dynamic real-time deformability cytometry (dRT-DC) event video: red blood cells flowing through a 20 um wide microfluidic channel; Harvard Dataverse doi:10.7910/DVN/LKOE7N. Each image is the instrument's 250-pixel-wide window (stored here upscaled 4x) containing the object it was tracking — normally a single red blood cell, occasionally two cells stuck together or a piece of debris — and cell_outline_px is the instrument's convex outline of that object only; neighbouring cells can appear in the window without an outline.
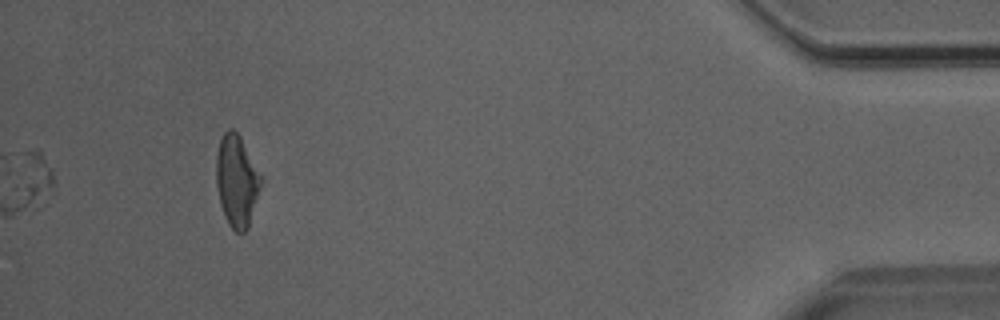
{"species": "Egyptian fruit bat (a non-hibernating species)", "species_latin": "Rousettus aegyptiacus", "temperature_condition": "room temperature", "stored_images_in_passage": 37, "segment_of_instrument_passage": [2, 2], "camera_frame_rate_fps": 3000, "um_per_image_px": 0.085, "animal": {"sex": "male"}, "frame": {"image": 1, "passage_image": 37, "time_ms": 12.0, "image_size_px": [1000, 320], "cell_outline_px": [[260, 184], [248, 228], [244, 232], [236, 232], [228, 224], [220, 204], [216, 184], [216, 156], [220, 140], [224, 132], [228, 128], [232, 128], [240, 136], [260, 176]], "centroid_in_image_um": [20.07, 15.37], "position_along_channel_um": 415.1, "area_um2": 23.24}}